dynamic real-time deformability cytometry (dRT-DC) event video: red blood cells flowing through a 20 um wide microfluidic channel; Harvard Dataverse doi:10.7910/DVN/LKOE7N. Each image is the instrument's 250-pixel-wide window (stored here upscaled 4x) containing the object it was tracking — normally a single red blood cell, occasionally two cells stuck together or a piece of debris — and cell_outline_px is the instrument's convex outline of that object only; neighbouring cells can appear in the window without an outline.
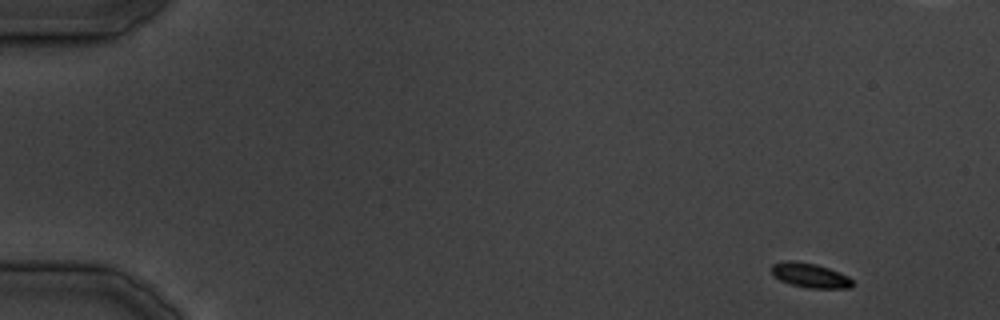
{"species": "common noctule bat (a hibernating species)", "species_latin": "Nyctalus noctula", "temperature_condition": "cold", "stored_images_in_passage": 16, "camera_frame_rate_fps": 3000, "um_per_image_px": 0.085, "animal": {"sex": "male", "body_mass_g": 19.5, "forearm_length_mm": 54.6}, "frame": {"image": 1, "passage_image": 1, "time_ms": 0.0, "image_size_px": [1000, 320], "cell_outline_px": [[852, 288], [808, 288], [792, 284], [780, 280], [772, 272], [772, 264], [784, 260], [796, 260], [816, 264], [840, 272], [848, 276], [852, 280]], "centroid_in_image_um": [68.86, 23.39], "position_along_channel_um": 16.1, "area_um2": 11.56}}